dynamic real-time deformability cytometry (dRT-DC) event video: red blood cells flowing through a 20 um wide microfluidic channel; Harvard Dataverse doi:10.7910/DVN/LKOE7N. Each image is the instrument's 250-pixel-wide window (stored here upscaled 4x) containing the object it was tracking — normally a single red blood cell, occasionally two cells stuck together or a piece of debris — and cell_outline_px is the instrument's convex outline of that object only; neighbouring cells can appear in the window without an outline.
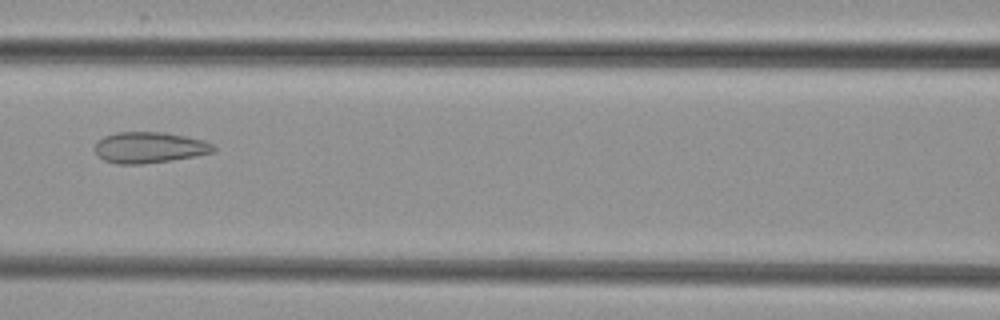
{"species": "common noctule bat (a hibernating species)", "species_latin": "Nyctalus noctula", "temperature_condition": "cold", "stored_images_in_passage": 8, "camera_frame_rate_fps": 3000, "um_per_image_px": 0.085, "animal": {"sex": "female", "body_mass_g": 29.2, "forearm_length_mm": 56.3}, "frame": {"image": 1, "passage_image": 7, "time_ms": 7.333, "image_size_px": [1000, 320], "cell_outline_px": [[216, 152], [196, 156], [144, 164], [116, 164], [104, 160], [96, 152], [96, 140], [104, 136], [116, 132], [164, 132], [204, 140], [212, 144], [216, 148]], "centroid_in_image_um": [12.71, 12.53], "position_along_channel_um": 153.9, "area_um2": 21.5}}
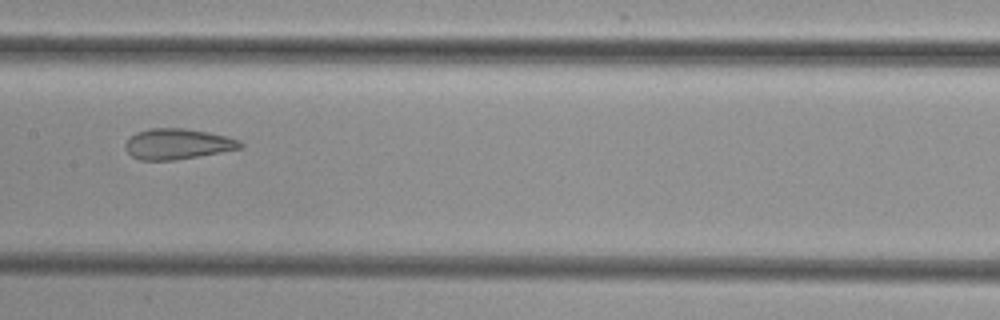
{"frame": {"image": 2, "passage_image": 8, "time_ms": 8.333, "image_size_px": [1000, 320], "cell_outline_px": [[244, 144], [240, 148], [220, 152], [176, 160], [140, 160], [132, 156], [124, 148], [124, 144], [136, 132], [148, 128], [184, 128], [208, 132], [240, 140]], "centroid_in_image_um": [15.06, 12.23], "position_along_channel_um": 192.3, "area_um2": 20.4}}